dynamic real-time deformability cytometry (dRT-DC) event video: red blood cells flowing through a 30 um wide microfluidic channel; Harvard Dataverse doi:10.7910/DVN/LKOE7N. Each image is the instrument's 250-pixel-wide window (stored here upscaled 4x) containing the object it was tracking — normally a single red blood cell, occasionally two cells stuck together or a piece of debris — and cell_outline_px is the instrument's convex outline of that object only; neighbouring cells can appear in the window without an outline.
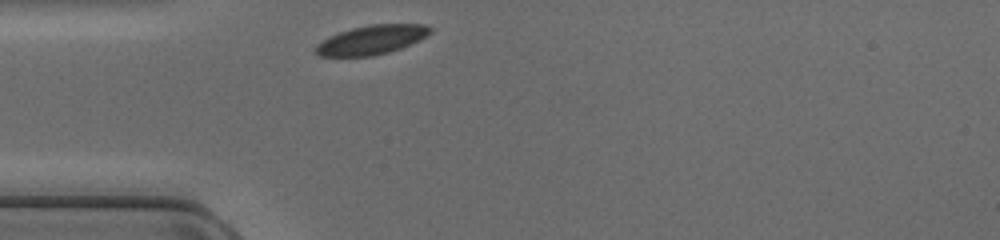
{"species": "common noctule bat (a hibernating species)", "species_latin": "Nyctalus noctula", "temperature_condition": "cold", "stored_images_in_passage": 25, "camera_frame_rate_fps": 3000, "um_per_image_px": 0.085, "animal": {"sex": "female", "body_mass_g": 17.0, "forearm_length_mm": 48.0}, "frame": {"image": 1, "passage_image": 1, "time_ms": 0.0, "image_size_px": [1000, 240], "cell_outline_px": [[432, 32], [420, 40], [400, 48], [388, 52], [372, 56], [320, 56], [316, 52], [316, 44], [328, 36], [352, 28], [372, 24], [424, 24], [432, 28]], "centroid_in_image_um": [31.6, 3.38], "position_along_channel_um": 53.4, "area_um2": 19.36}}
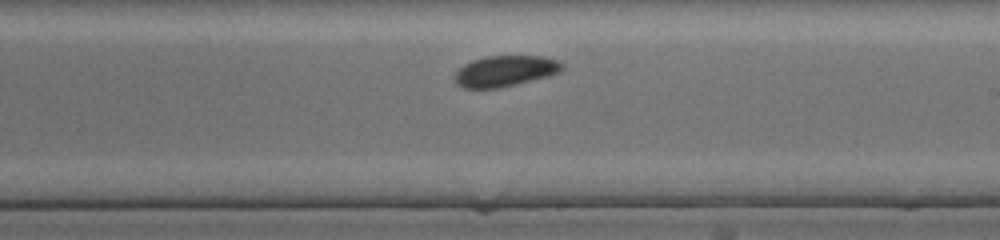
{"frame": {"image": 2, "passage_image": 15, "time_ms": 4.667, "image_size_px": [1000, 240], "cell_outline_px": [[564, 68], [560, 72], [548, 76], [516, 84], [496, 88], [464, 88], [456, 84], [452, 80], [452, 76], [464, 64], [472, 60], [484, 56], [544, 56], [556, 60], [564, 64]], "centroid_in_image_um": [42.9, 6.03], "position_along_channel_um": 246.1, "area_um2": 19.48}}
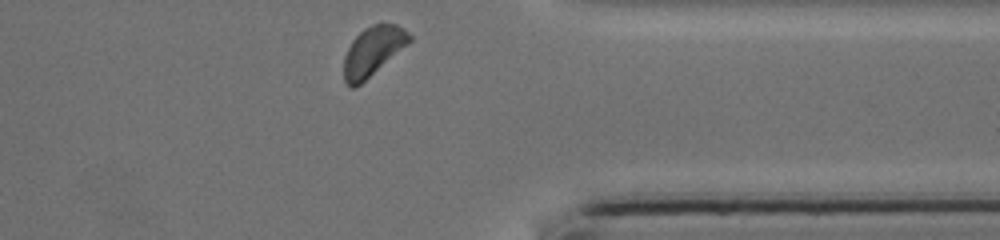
{"frame": {"image": 3, "passage_image": 25, "time_ms": 8.0, "image_size_px": [1000, 240], "cell_outline_px": [[412, 40], [408, 44], [356, 88], [352, 88], [344, 80], [344, 56], [352, 40], [364, 28], [372, 24], [396, 24], [404, 28], [412, 36]], "centroid_in_image_um": [31.7, 4.34], "position_along_channel_um": 379.7, "area_um2": 18.67}}